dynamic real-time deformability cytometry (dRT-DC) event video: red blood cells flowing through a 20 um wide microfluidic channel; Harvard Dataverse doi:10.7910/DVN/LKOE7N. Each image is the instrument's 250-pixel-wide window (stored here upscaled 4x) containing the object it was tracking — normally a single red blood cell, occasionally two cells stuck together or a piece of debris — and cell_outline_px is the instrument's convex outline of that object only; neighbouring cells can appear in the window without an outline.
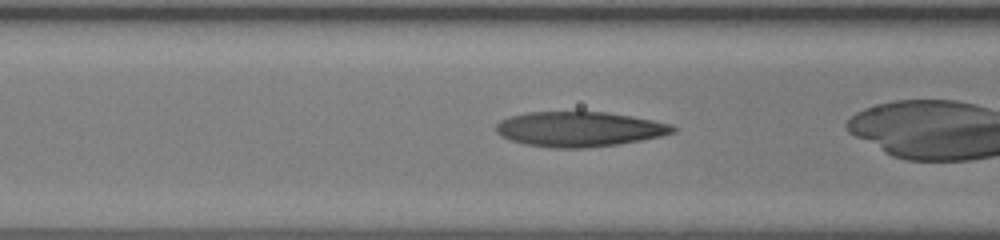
{"species": "human", "species_latin": "Homo sapiens", "temperature_condition": "room temperature", "stored_images_in_passage": 24, "camera_frame_rate_fps": 3000, "um_per_image_px": 0.085, "donor": {"sex": "female"}, "frame": {"image": 1, "passage_image": 6, "time_ms": 1.667, "image_size_px": [1000, 240], "cell_outline_px": [[676, 132], [660, 136], [640, 140], [616, 144], [584, 148], [552, 148], [524, 144], [508, 140], [500, 136], [496, 132], [496, 124], [500, 120], [508, 116], [528, 112], [608, 112], [632, 116], [672, 124], [676, 128]], "centroid_in_image_um": [49.2, 10.97], "position_along_channel_um": 117.4, "area_um2": 36.18}}
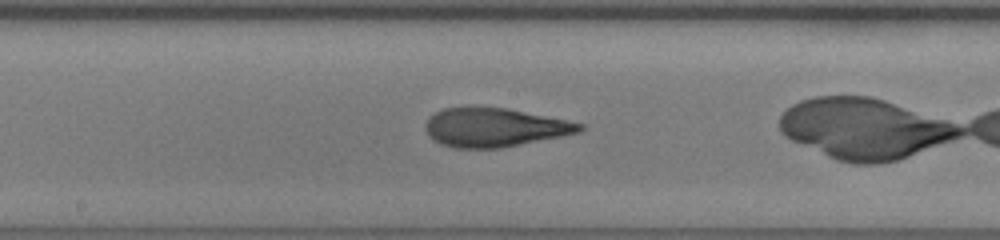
{"frame": {"image": 2, "passage_image": 12, "time_ms": 3.667, "image_size_px": [1000, 240], "cell_outline_px": [[584, 128], [580, 132], [500, 148], [452, 148], [440, 144], [432, 140], [428, 136], [424, 128], [424, 124], [428, 116], [444, 108], [464, 104], [504, 108], [584, 124]], "centroid_in_image_um": [41.89, 10.81], "position_along_channel_um": 206.3, "area_um2": 35.26}}
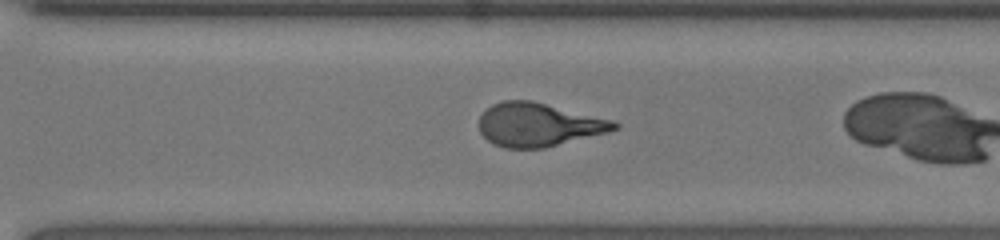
{"frame": {"image": 3, "passage_image": 20, "time_ms": 6.333, "image_size_px": [1000, 240], "cell_outline_px": [[620, 128], [608, 132], [544, 148], [504, 148], [492, 144], [480, 132], [480, 116], [492, 104], [504, 100], [532, 100], [612, 120], [620, 124]], "centroid_in_image_um": [45.77, 10.6], "position_along_channel_um": 324.8, "area_um2": 34.16}}